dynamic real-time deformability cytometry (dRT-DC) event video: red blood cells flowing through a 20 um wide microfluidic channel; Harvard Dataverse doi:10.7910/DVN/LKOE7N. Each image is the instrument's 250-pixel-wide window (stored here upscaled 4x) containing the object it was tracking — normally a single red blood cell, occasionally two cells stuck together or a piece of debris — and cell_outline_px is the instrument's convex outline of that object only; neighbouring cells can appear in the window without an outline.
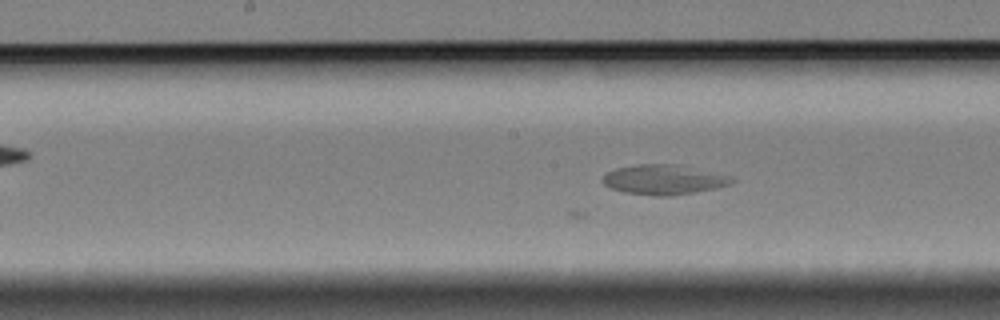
{"species": "Egyptian fruit bat (a non-hibernating species)", "species_latin": "Rousettus aegyptiacus", "temperature_condition": "cold", "stored_images_in_passage": 39, "camera_frame_rate_fps": 3000, "um_per_image_px": 0.085, "animal": {"sex": "female"}, "frame": {"image": 1, "passage_image": 21, "time_ms": 6.667, "image_size_px": [1000, 320], "cell_outline_px": [[736, 180], [732, 184], [716, 188], [696, 192], [672, 196], [652, 196], [624, 192], [612, 188], [604, 184], [600, 180], [608, 172], [616, 168], [636, 164], [672, 164], [732, 176]], "centroid_in_image_um": [56.42, 15.28], "position_along_channel_um": 191.8, "area_um2": 22.43}}
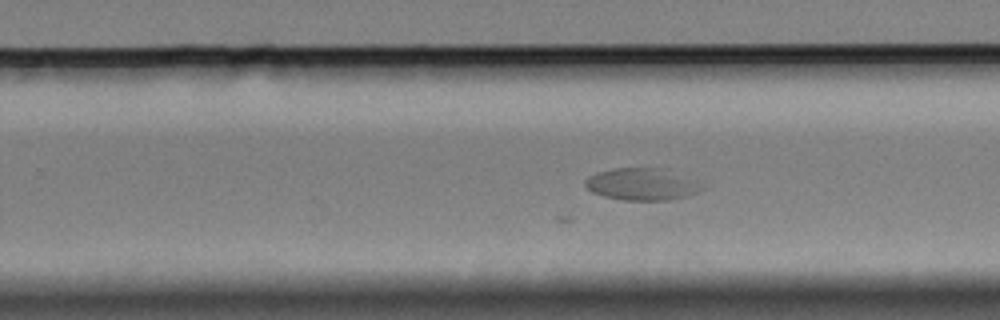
{"frame": {"image": 2, "passage_image": 29, "time_ms": 9.333, "image_size_px": [1000, 320], "cell_outline_px": [[704, 188], [700, 192], [688, 196], [668, 200], [624, 200], [604, 196], [592, 192], [584, 184], [584, 180], [588, 176], [596, 172], [612, 168], [668, 168]], "centroid_in_image_um": [54.5, 15.65], "position_along_channel_um": 275.3, "area_um2": 21.68}}
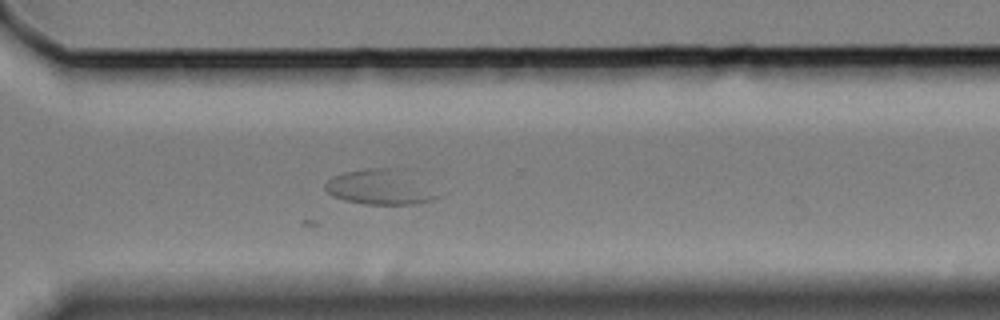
{"frame": {"image": 3, "passage_image": 35, "time_ms": 11.333, "image_size_px": [1000, 320], "cell_outline_px": [[440, 196], [428, 200], [412, 204], [364, 204], [344, 200], [332, 196], [324, 188], [324, 184], [332, 176], [344, 172], [368, 168], [408, 168]], "centroid_in_image_um": [32.29, 15.87], "position_along_channel_um": 338.3, "area_um2": 23.12}}